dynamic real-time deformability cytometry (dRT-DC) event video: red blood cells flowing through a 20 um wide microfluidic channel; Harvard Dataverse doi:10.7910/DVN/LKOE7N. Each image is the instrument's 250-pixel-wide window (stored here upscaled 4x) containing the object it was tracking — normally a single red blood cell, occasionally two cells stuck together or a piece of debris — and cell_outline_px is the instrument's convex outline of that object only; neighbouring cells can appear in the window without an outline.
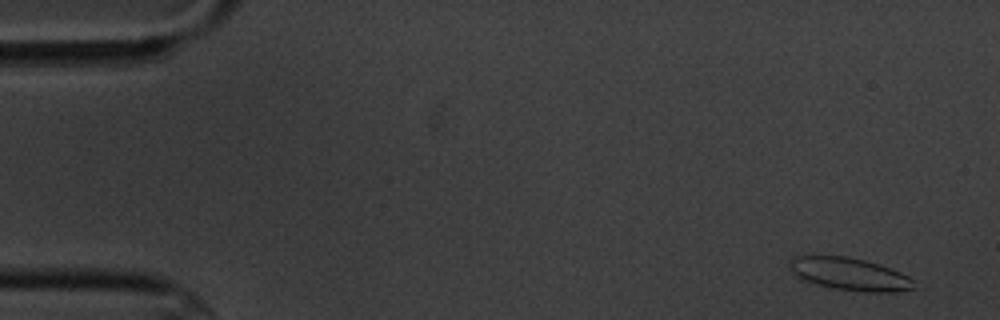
{"species": "common noctule bat (a hibernating species)", "species_latin": "Nyctalus noctula", "temperature_condition": "cold", "stored_images_in_passage": 7, "camera_frame_rate_fps": 3000, "um_per_image_px": 0.085, "animal": {"sex": "male", "body_mass_g": 20.1, "forearm_length_mm": 53.5}, "frame": {"image": 1, "passage_image": 2, "time_ms": 1.0, "image_size_px": [1000, 320], "cell_outline_px": [[916, 288], [896, 292], [868, 292], [836, 288], [804, 280], [792, 272], [792, 256], [848, 256], [864, 260], [900, 272], [916, 280]], "centroid_in_image_um": [72.31, 23.3], "position_along_channel_um": 12.7, "area_um2": 23.12}}
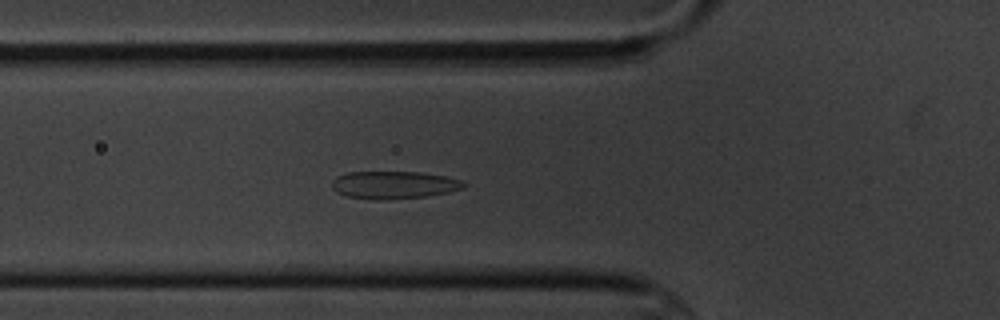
{"frame": {"image": 2, "passage_image": 7, "time_ms": 6.667, "image_size_px": [1000, 320], "cell_outline_px": [[468, 184], [464, 188], [448, 192], [428, 196], [384, 200], [376, 200], [348, 196], [336, 192], [332, 188], [332, 180], [336, 176], [348, 172], [420, 172], [444, 176], [464, 180]], "centroid_in_image_um": [33.5, 15.72], "position_along_channel_um": 92.3, "area_um2": 21.39}}